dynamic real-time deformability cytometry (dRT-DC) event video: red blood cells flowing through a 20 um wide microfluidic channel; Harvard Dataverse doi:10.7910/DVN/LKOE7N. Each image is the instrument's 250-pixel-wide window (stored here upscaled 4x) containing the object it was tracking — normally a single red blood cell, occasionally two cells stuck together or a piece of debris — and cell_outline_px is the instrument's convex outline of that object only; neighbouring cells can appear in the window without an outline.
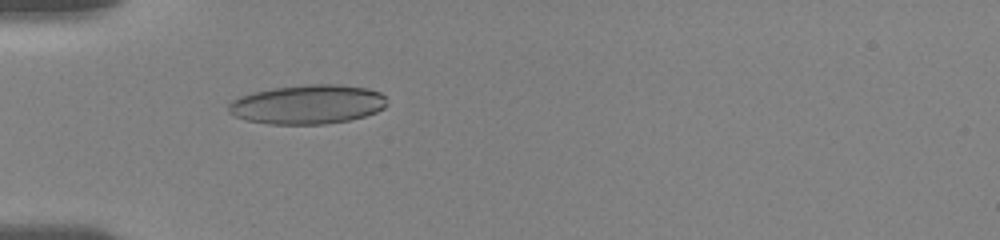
{"species": "human", "species_latin": "Homo sapiens", "temperature_condition": "room temperature", "stored_images_in_passage": 37, "camera_frame_rate_fps": 3000, "um_per_image_px": 0.085, "donor": {"sex": "female"}, "frame": {"image": 1, "passage_image": 11, "time_ms": 5.667, "image_size_px": [1000, 240], "cell_outline_px": [[388, 104], [384, 108], [376, 112], [364, 116], [348, 120], [324, 124], [268, 124], [248, 120], [236, 116], [228, 112], [228, 104], [232, 100], [240, 96], [252, 92], [272, 88], [308, 84], [340, 84], [368, 88], [380, 92], [384, 96]], "centroid_in_image_um": [26.16, 8.86], "position_along_channel_um": 58.8, "area_um2": 36.36}}
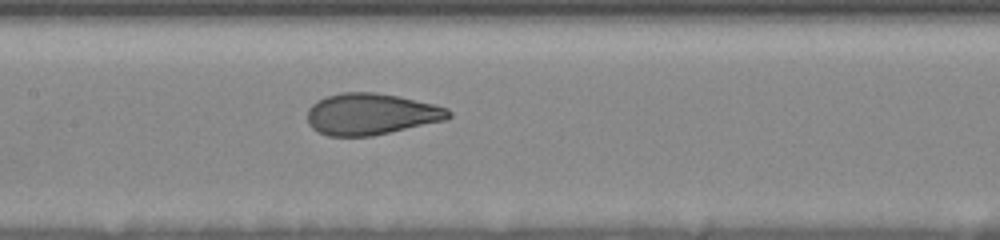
{"frame": {"image": 2, "passage_image": 16, "time_ms": 9.0, "image_size_px": [1000, 240], "cell_outline_px": [[452, 116], [448, 120], [372, 136], [328, 136], [312, 128], [308, 124], [308, 108], [312, 104], [328, 96], [340, 92], [376, 92], [396, 96], [432, 104], [448, 108], [452, 112]], "centroid_in_image_um": [31.56, 9.7], "position_along_channel_um": 175.8, "area_um2": 34.1}}
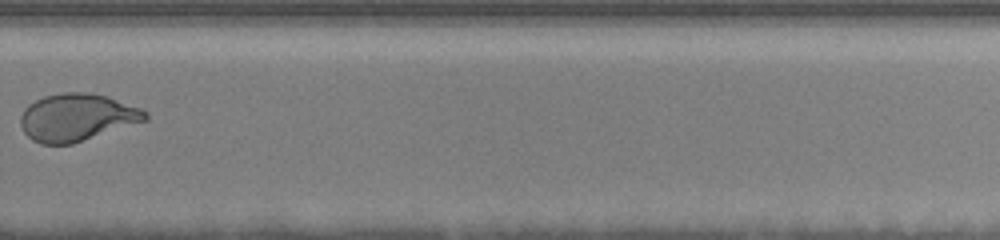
{"frame": {"image": 3, "passage_image": 24, "time_ms": 13.0, "image_size_px": [1000, 240], "cell_outline_px": [[148, 120], [72, 144], [40, 144], [32, 140], [24, 132], [20, 124], [20, 116], [24, 108], [28, 104], [44, 96], [64, 92], [84, 92], [108, 96], [140, 108], [148, 112]], "centroid_in_image_um": [6.53, 9.98], "position_along_channel_um": 323.3, "area_um2": 34.56}, "authors_computed_cell_mechanics": {"area_um2": 34.6222, "velocity_mm_per_s": 3.6968, "shape_relaxation_time_tau1_ms": 4.2013, "shape_relaxation_time_tau2_ms": null, "deformation_change_tau1": 0.1709, "deformation_change_tau2": null}}